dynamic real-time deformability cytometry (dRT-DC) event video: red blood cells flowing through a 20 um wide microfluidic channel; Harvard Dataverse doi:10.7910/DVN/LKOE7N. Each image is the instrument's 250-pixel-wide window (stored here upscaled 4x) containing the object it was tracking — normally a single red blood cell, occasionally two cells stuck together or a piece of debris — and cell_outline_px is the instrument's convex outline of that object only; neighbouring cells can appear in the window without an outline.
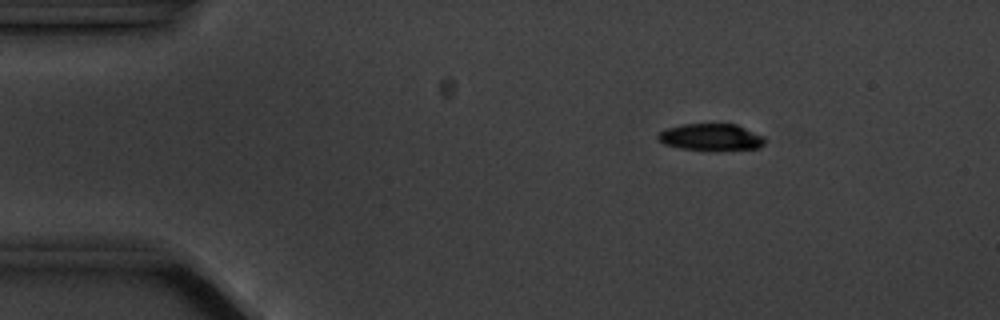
{"species": "common noctule bat (a hibernating species)", "species_latin": "Nyctalus noctula", "temperature_condition": "cold", "stored_images_in_passage": 13, "camera_frame_rate_fps": 3000, "um_per_image_px": 0.085, "animal": {"sex": "male", "body_mass_g": 20.1, "forearm_length_mm": 53.5}, "frame": {"image": 1, "passage_image": 3, "time_ms": 2.333, "image_size_px": [1000, 320], "cell_outline_px": [[764, 144], [760, 148], [712, 152], [680, 148], [664, 144], [656, 136], [660, 132], [668, 128], [684, 124], [736, 124], [764, 136]], "centroid_in_image_um": [60.47, 11.69], "position_along_channel_um": 24.5, "area_um2": 17.05}}
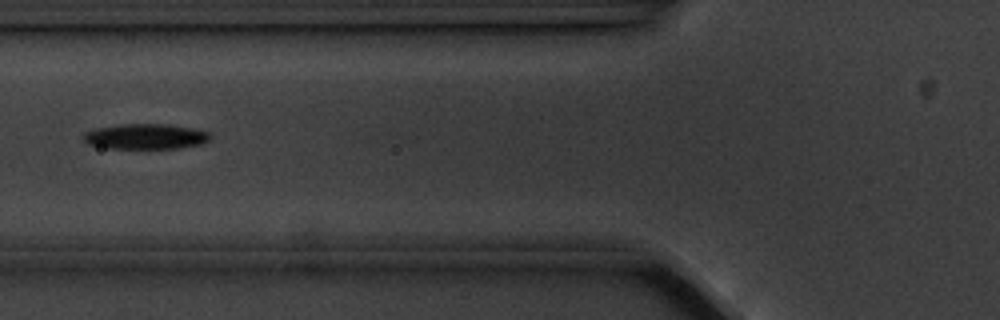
{"frame": {"image": 2, "passage_image": 6, "time_ms": 6.667, "image_size_px": [1000, 320], "cell_outline_px": [[212, 136], [204, 144], [180, 148], [108, 148], [88, 144], [80, 136], [84, 132], [96, 128], [120, 124], [168, 124], [192, 128], [212, 132]], "centroid_in_image_um": [12.4, 11.6], "position_along_channel_um": 113.4, "area_um2": 18.96}}
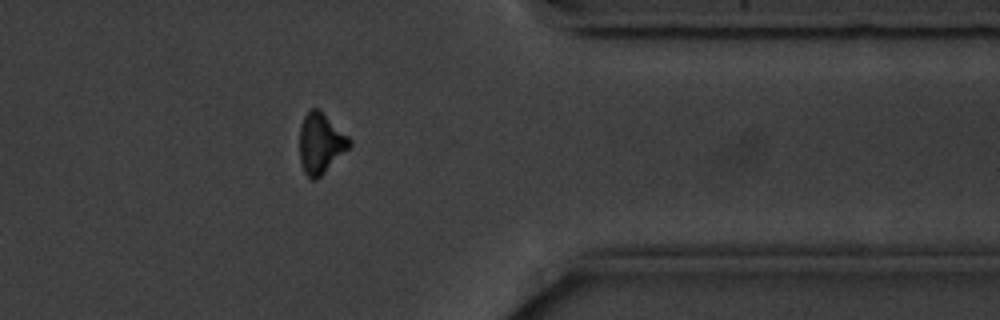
{"frame": {"image": 3, "passage_image": 13, "time_ms": 14.667, "image_size_px": [1000, 320], "cell_outline_px": [[352, 144], [316, 180], [312, 180], [304, 172], [300, 164], [300, 128], [304, 116], [312, 108], [316, 108], [348, 136], [352, 140]], "centroid_in_image_um": [27.23, 12.21], "position_along_channel_um": 384.2, "area_um2": 17.05}, "authors_computed_cell_mechanics": {"area_um2": 18.0914, "velocity_mm_per_s": 3.5478, "shape_relaxation_time_tau1_ms": 1.1226, "shape_relaxation_time_tau2_ms": null, "deformation_change_tau1": 0.0898, "deformation_change_tau2": null}}